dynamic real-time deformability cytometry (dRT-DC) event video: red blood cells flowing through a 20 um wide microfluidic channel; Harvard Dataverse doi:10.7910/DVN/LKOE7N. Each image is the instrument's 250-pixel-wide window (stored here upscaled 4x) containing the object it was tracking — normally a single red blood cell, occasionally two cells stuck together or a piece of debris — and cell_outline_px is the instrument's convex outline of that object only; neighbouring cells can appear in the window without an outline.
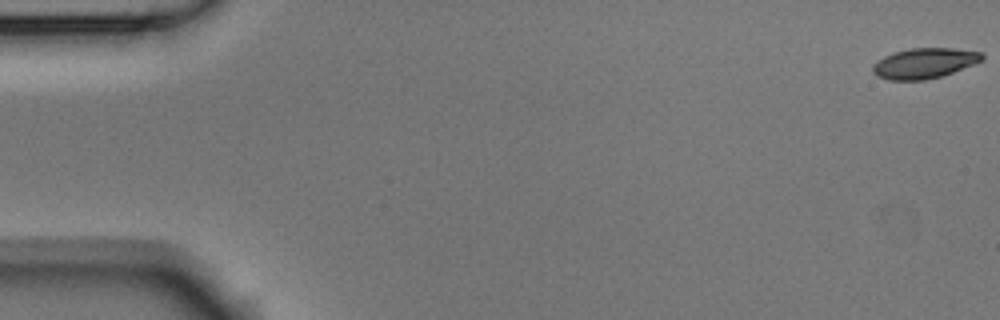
{"species": "Egyptian fruit bat (a non-hibernating species)", "species_latin": "Rousettus aegyptiacus", "temperature_condition": "room temperature", "stored_images_in_passage": 9, "camera_frame_rate_fps": 3000, "um_per_image_px": 0.085, "animal": {"sex": "male"}, "frame": {"image": 1, "passage_image": 1, "time_ms": 0.0, "image_size_px": [1000, 320], "cell_outline_px": [[984, 60], [952, 72], [940, 76], [924, 80], [888, 80], [876, 76], [872, 72], [872, 64], [884, 56], [896, 52], [912, 48], [952, 48], [980, 52], [984, 56]], "centroid_in_image_um": [78.53, 5.38], "position_along_channel_um": 6.5, "area_um2": 19.19}}
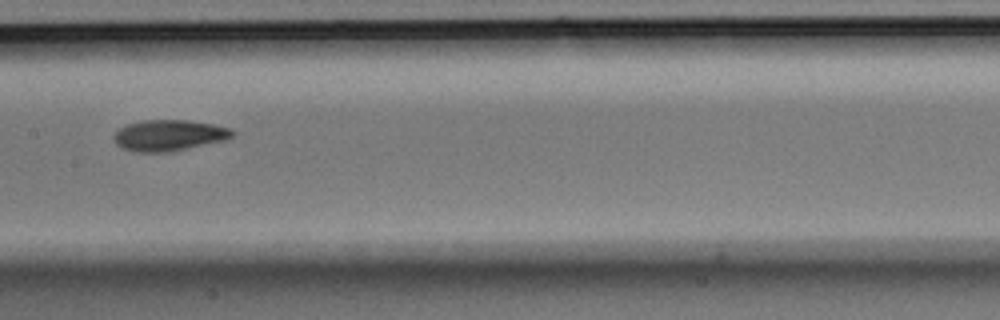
{"frame": {"image": 2, "passage_image": 6, "time_ms": 1.667, "image_size_px": [1000, 320], "cell_outline_px": [[236, 132], [228, 140], [164, 152], [136, 152], [124, 148], [116, 144], [112, 136], [120, 128], [128, 124], [140, 120], [188, 120], [212, 124], [232, 128]], "centroid_in_image_um": [14.39, 11.49], "position_along_channel_um": 193.0, "area_um2": 21.39}}
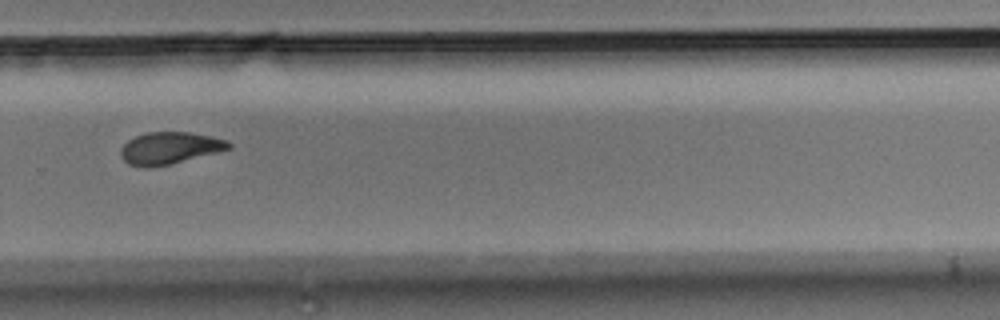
{"frame": {"image": 3, "passage_image": 9, "time_ms": 2.667, "image_size_px": [1000, 320], "cell_outline_px": [[232, 148], [168, 164], [128, 164], [120, 156], [120, 148], [128, 140], [136, 136], [148, 132], [188, 132], [212, 136], [228, 140], [232, 144]], "centroid_in_image_um": [14.46, 12.53], "position_along_channel_um": 315.3, "area_um2": 19.42}}